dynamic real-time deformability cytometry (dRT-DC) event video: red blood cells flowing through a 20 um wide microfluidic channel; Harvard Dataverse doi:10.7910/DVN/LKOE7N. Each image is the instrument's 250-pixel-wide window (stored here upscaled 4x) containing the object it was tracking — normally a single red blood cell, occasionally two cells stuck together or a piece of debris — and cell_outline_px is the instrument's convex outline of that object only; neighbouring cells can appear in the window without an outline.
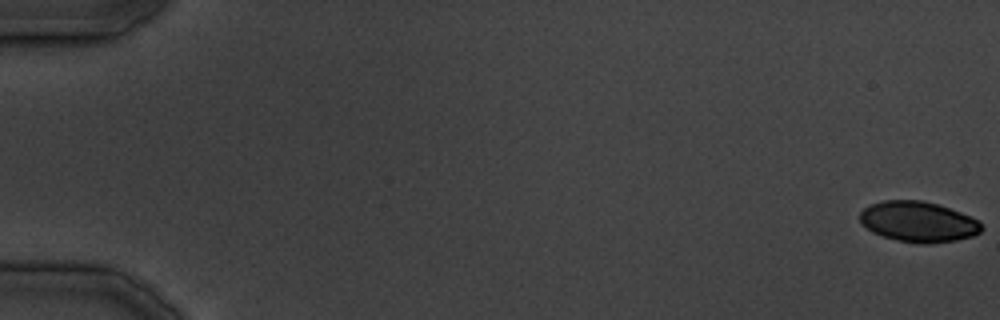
{"species": "common noctule bat (a hibernating species)", "species_latin": "Nyctalus noctula", "temperature_condition": "cold", "stored_images_in_passage": 37, "camera_frame_rate_fps": 3000, "um_per_image_px": 0.085, "animal": {"sex": "male", "body_mass_g": 19.5, "forearm_length_mm": 54.6}, "frame": {"image": 1, "passage_image": 1, "time_ms": 0.0, "image_size_px": [1000, 320], "cell_outline_px": [[984, 228], [980, 232], [972, 236], [956, 240], [928, 244], [916, 244], [884, 236], [872, 232], [860, 220], [860, 212], [864, 208], [872, 204], [884, 200], [920, 200], [936, 204], [960, 212], [976, 220]], "centroid_in_image_um": [78.05, 18.85], "position_along_channel_um": 7.0, "area_um2": 28.32}}